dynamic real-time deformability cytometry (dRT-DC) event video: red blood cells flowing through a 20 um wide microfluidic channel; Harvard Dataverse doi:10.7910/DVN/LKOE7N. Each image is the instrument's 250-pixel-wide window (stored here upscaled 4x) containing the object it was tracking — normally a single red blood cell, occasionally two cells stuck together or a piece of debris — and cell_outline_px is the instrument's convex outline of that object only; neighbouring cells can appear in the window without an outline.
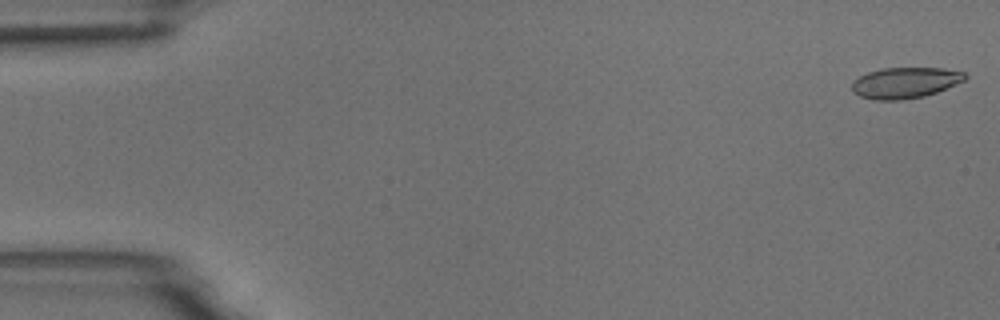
{"species": "common noctule bat (a hibernating species)", "species_latin": "Nyctalus noctula", "temperature_condition": "room temperature", "stored_images_in_passage": 5, "camera_frame_rate_fps": 3000, "um_per_image_px": 0.085, "animal": {"sex": "male", "body_mass_g": 18.8}, "frame": {"image": 1, "passage_image": 1, "time_ms": 0.0, "image_size_px": [1000, 320], "cell_outline_px": [[968, 76], [964, 80], [956, 84], [936, 92], [924, 96], [900, 100], [872, 100], [860, 96], [852, 92], [852, 80], [868, 72], [884, 68], [944, 68], [964, 72]], "centroid_in_image_um": [76.91, 7.03], "position_along_channel_um": 8.1, "area_um2": 20.4}}
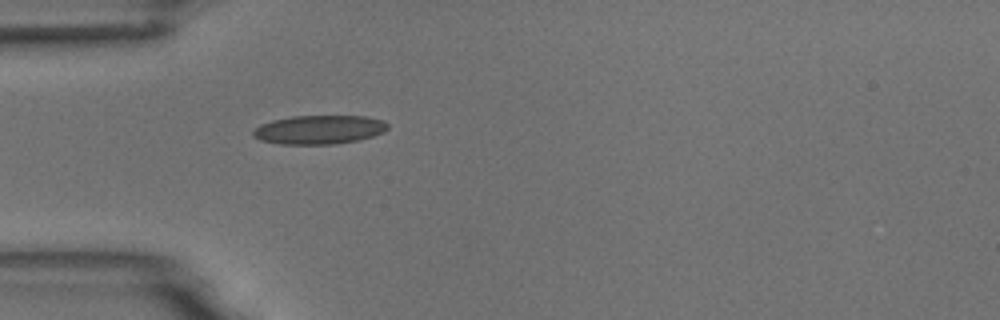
{"frame": {"image": 2, "passage_image": 5, "time_ms": 5.0, "image_size_px": [1000, 320], "cell_outline_px": [[388, 128], [384, 132], [372, 136], [356, 140], [332, 144], [280, 144], [260, 140], [252, 136], [252, 132], [260, 124], [272, 120], [292, 116], [364, 116], [384, 120], [388, 124]], "centroid_in_image_um": [27.11, 11.01], "position_along_channel_um": 57.9, "area_um2": 22.6}}